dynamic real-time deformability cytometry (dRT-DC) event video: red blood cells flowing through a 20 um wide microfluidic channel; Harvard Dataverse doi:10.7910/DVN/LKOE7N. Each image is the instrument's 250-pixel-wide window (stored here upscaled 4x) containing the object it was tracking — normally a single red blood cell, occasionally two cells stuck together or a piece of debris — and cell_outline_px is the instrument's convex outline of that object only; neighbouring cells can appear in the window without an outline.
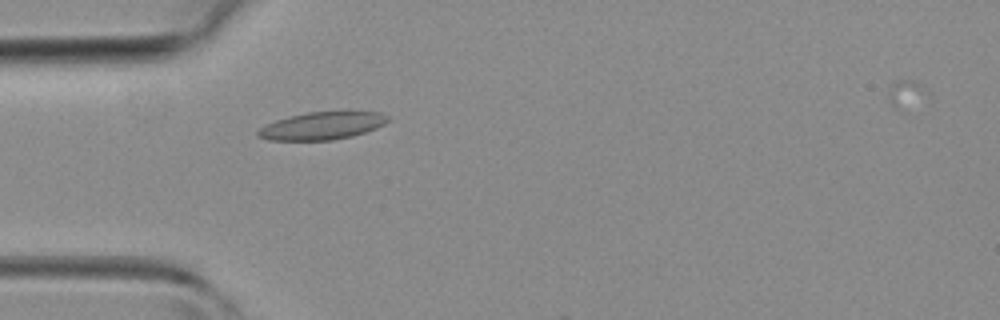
{"species": "common noctule bat (a hibernating species)", "species_latin": "Nyctalus noctula", "temperature_condition": "room temperature", "stored_images_in_passage": 14, "camera_frame_rate_fps": 3000, "um_per_image_px": 0.085, "animal": {"sex": "female", "body_mass_g": 19.3, "forearm_length_mm": 54.1}, "frame": {"image": 1, "passage_image": 3, "time_ms": 0.667, "image_size_px": [1000, 320], "cell_outline_px": [[388, 120], [384, 124], [376, 128], [352, 136], [332, 140], [268, 140], [256, 136], [256, 132], [260, 128], [276, 120], [288, 116], [308, 112], [380, 112], [388, 116]], "centroid_in_image_um": [27.34, 10.7], "position_along_channel_um": 57.7, "area_um2": 20.69}}
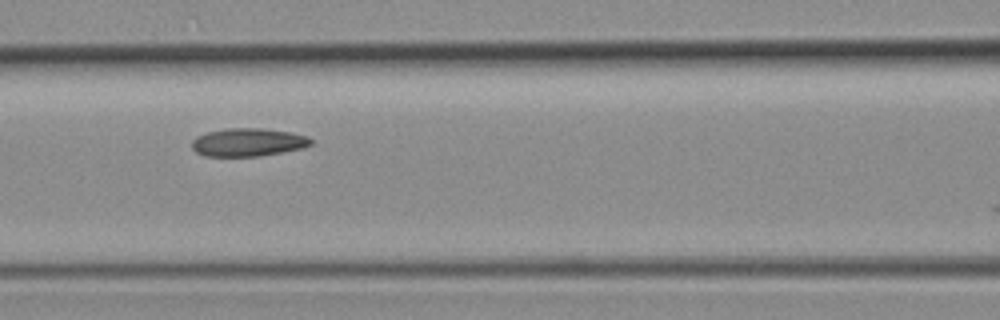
{"frame": {"image": 2, "passage_image": 9, "time_ms": 2.667, "image_size_px": [1000, 320], "cell_outline_px": [[312, 144], [300, 148], [260, 156], [204, 156], [196, 152], [192, 148], [192, 140], [196, 136], [208, 132], [224, 128], [264, 128], [292, 132], [308, 136], [312, 140]], "centroid_in_image_um": [21.06, 12.08], "position_along_channel_um": 145.5, "area_um2": 19.54}}
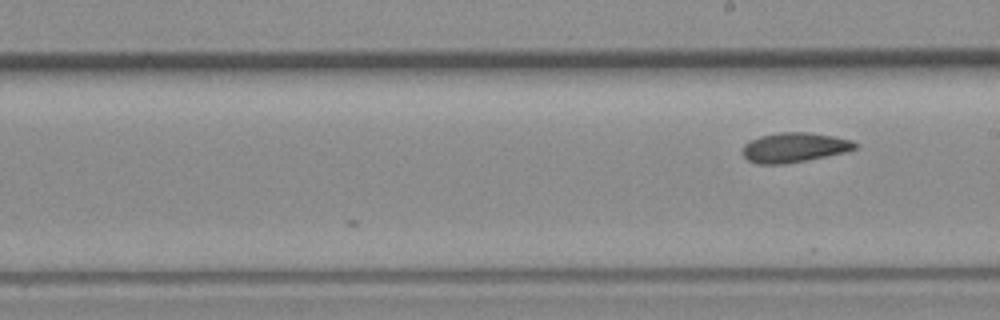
{"frame": {"image": 3, "passage_image": 14, "time_ms": 4.333, "image_size_px": [1000, 320], "cell_outline_px": [[856, 148], [844, 152], [784, 164], [756, 164], [748, 160], [740, 152], [744, 144], [748, 140], [760, 136], [780, 132], [808, 132], [832, 136], [852, 140], [856, 144]], "centroid_in_image_um": [67.43, 12.53], "position_along_channel_um": 221.6, "area_um2": 19.36}}